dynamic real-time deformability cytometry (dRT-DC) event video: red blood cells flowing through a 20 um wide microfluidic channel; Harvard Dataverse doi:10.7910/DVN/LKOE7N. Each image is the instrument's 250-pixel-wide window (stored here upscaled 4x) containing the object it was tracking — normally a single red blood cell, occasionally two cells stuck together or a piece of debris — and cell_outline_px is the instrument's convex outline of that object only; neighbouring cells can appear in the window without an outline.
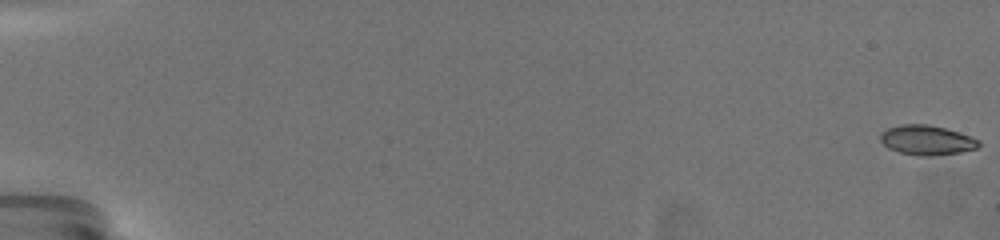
{"species": "common noctule bat (a hibernating species)", "species_latin": "Nyctalus noctula", "temperature_condition": "warm", "stored_images_in_passage": 54, "camera_frame_rate_fps": 3000, "um_per_image_px": 0.085, "animal": {"sex": "female", "body_mass_g": 19.5, "forearm_length_mm": 54.1}, "frame": {"image": 1, "passage_image": 1, "time_ms": 0.0, "image_size_px": [1000, 240], "cell_outline_px": [[980, 144], [976, 148], [960, 152], [932, 156], [920, 156], [900, 152], [888, 148], [880, 140], [880, 132], [888, 128], [900, 124], [928, 124], [944, 128], [972, 136], [980, 140]], "centroid_in_image_um": [78.77, 11.9], "position_along_channel_um": 6.2, "area_um2": 17.05}}
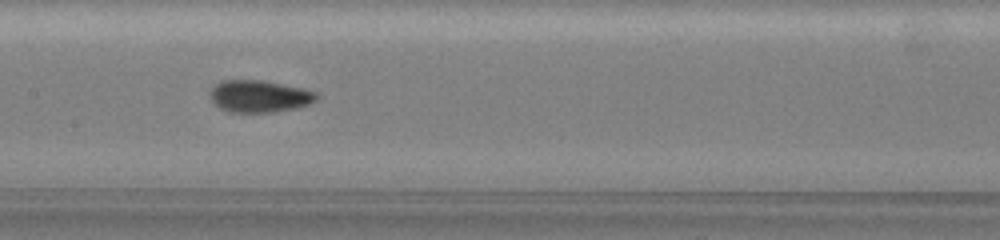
{"frame": {"image": 2, "passage_image": 34, "time_ms": 11.0, "image_size_px": [1000, 240], "cell_outline_px": [[316, 100], [308, 104], [296, 108], [276, 112], [228, 112], [220, 108], [212, 100], [212, 88], [216, 84], [224, 80], [260, 80], [300, 88], [316, 92]], "centroid_in_image_um": [22.04, 8.19], "position_along_channel_um": 185.4, "area_um2": 19.48}}
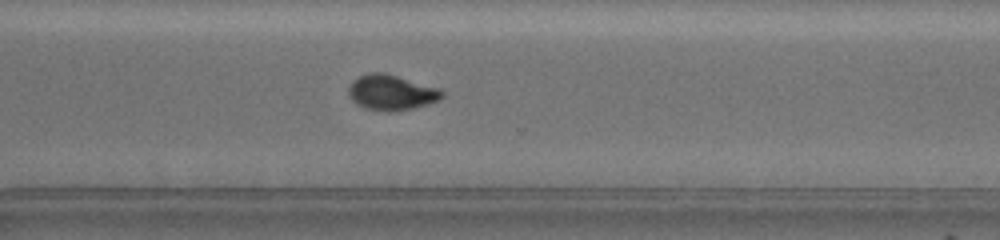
{"frame": {"image": 3, "passage_image": 45, "time_ms": 15.333, "image_size_px": [1000, 240], "cell_outline_px": [[444, 96], [440, 100], [428, 104], [412, 108], [392, 112], [388, 112], [364, 108], [356, 104], [348, 96], [348, 88], [352, 80], [368, 72], [384, 72], [440, 88], [444, 92]], "centroid_in_image_um": [33.26, 7.86], "position_along_channel_um": 337.3, "area_um2": 19.54}, "authors_computed_cell_mechanics": {"area_um2": 17.918, "velocity_mm_per_s": 3.5149, "shape_relaxation_time_tau1_ms": 7.7384, "shape_relaxation_time_tau2_ms": 0.8848, "deformation_change_tau1": 0.1974, "deformation_change_tau2": 0.0412}}